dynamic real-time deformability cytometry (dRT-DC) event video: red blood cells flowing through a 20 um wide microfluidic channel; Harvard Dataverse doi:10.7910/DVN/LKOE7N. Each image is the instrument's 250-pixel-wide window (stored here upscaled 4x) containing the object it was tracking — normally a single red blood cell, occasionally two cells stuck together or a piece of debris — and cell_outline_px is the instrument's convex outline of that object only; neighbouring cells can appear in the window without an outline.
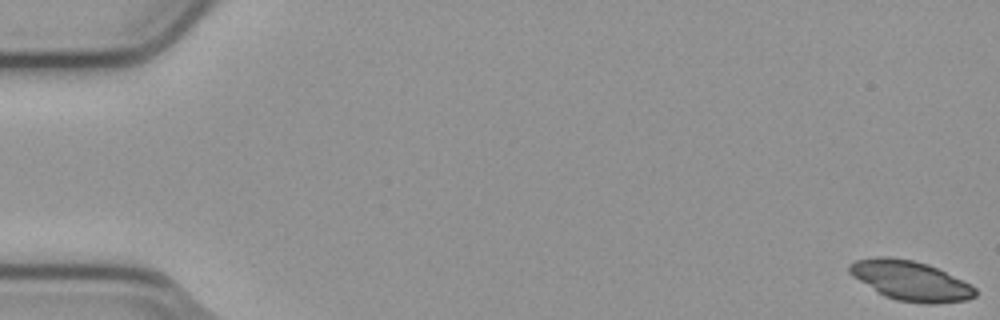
{"species": "common noctule bat (a hibernating species)", "species_latin": "Nyctalus noctula", "temperature_condition": "cold", "stored_images_in_passage": 55, "camera_frame_rate_fps": 3000, "um_per_image_px": 0.085, "animal": {"sex": "male", "body_mass_g": 23.1, "forearm_length_mm": 52.7}, "frame": {"image": 1, "passage_image": 1, "time_ms": 0.0, "image_size_px": [1000, 320], "cell_outline_px": [[976, 296], [968, 300], [936, 304], [924, 304], [896, 300], [884, 296], [876, 292], [852, 276], [848, 272], [848, 264], [856, 260], [876, 256], [888, 256], [912, 260], [928, 264], [972, 284], [976, 288]], "centroid_in_image_um": [77.39, 23.86], "position_along_channel_um": 7.6, "area_um2": 29.48}}